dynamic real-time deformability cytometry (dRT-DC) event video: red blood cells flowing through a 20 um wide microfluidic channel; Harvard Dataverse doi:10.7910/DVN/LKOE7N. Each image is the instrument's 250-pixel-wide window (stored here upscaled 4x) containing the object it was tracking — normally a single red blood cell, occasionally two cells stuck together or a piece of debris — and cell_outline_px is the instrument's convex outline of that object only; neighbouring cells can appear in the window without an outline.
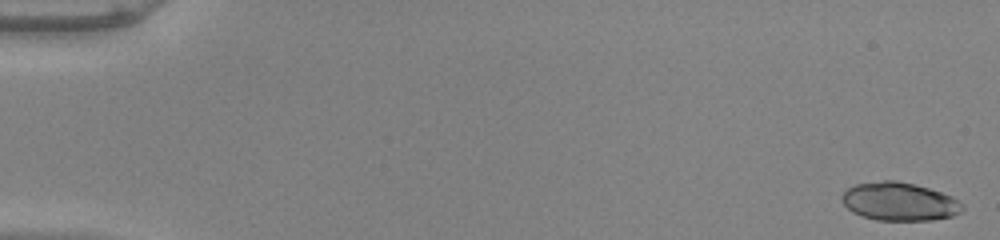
{"species": "common noctule bat (a hibernating species)", "species_latin": "Nyctalus noctula", "temperature_condition": "warm", "stored_images_in_passage": 22, "camera_frame_rate_fps": 3000, "um_per_image_px": 0.085, "animal": {"sex": "male", "body_mass_g": 20.0, "forearm_length_mm": 53.3}, "frame": {"image": 1, "passage_image": 2, "time_ms": 0.333, "image_size_px": [1000, 240], "cell_outline_px": [[964, 208], [960, 212], [952, 216], [932, 220], [876, 220], [852, 212], [844, 204], [840, 196], [848, 188], [856, 184], [884, 180], [896, 180], [928, 188], [952, 196], [964, 204]], "centroid_in_image_um": [76.45, 17.13], "position_along_channel_um": 8.5, "area_um2": 26.76}}
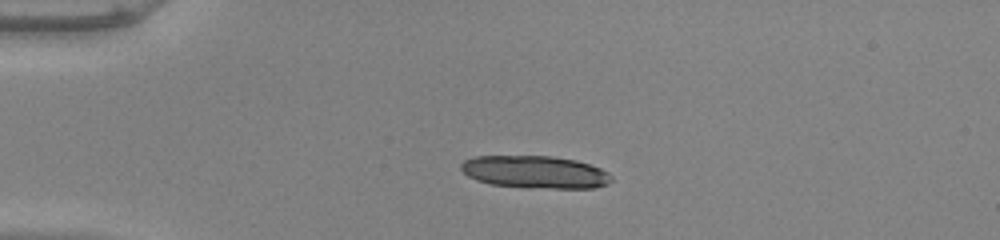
{"frame": {"image": 2, "passage_image": 14, "time_ms": 4.333, "image_size_px": [1000, 240], "cell_outline_px": [[612, 180], [608, 184], [592, 188], [528, 188], [492, 184], [476, 180], [468, 176], [460, 168], [460, 164], [464, 160], [476, 156], [552, 156], [576, 160], [600, 168], [608, 172], [612, 176]], "centroid_in_image_um": [45.48, 14.62], "position_along_channel_um": 39.5, "area_um2": 28.61}}